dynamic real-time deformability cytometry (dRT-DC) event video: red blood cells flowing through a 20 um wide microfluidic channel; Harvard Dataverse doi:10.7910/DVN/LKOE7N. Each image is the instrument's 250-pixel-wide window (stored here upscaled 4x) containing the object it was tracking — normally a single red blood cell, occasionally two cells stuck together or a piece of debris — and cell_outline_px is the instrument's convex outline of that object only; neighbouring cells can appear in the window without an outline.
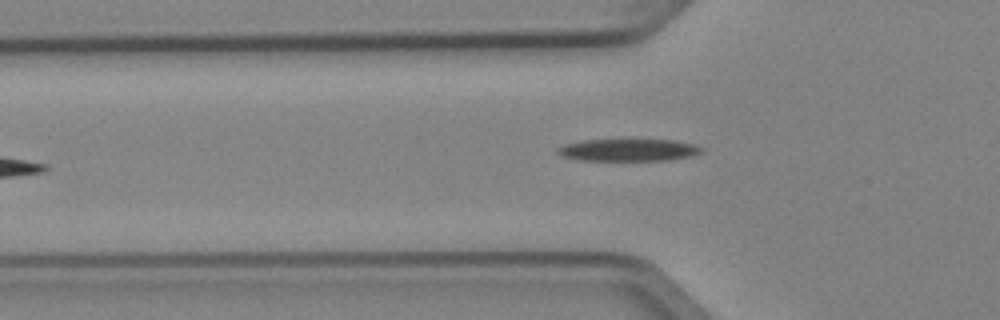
{"species": "Egyptian fruit bat (a non-hibernating species)", "species_latin": "Rousettus aegyptiacus", "temperature_condition": "cold", "stored_images_in_passage": 5, "camera_frame_rate_fps": 3000, "um_per_image_px": 0.085, "animal": {"sex": "female"}, "frame": {"image": 1, "passage_image": 5, "time_ms": 1.333, "image_size_px": [1000, 320], "cell_outline_px": [[704, 152], [692, 156], [668, 160], [580, 160], [564, 156], [556, 152], [556, 148], [564, 144], [584, 140], [672, 140], [692, 144], [704, 148]], "centroid_in_image_um": [53.43, 12.75], "position_along_channel_um": 72.4, "area_um2": 18.5}}